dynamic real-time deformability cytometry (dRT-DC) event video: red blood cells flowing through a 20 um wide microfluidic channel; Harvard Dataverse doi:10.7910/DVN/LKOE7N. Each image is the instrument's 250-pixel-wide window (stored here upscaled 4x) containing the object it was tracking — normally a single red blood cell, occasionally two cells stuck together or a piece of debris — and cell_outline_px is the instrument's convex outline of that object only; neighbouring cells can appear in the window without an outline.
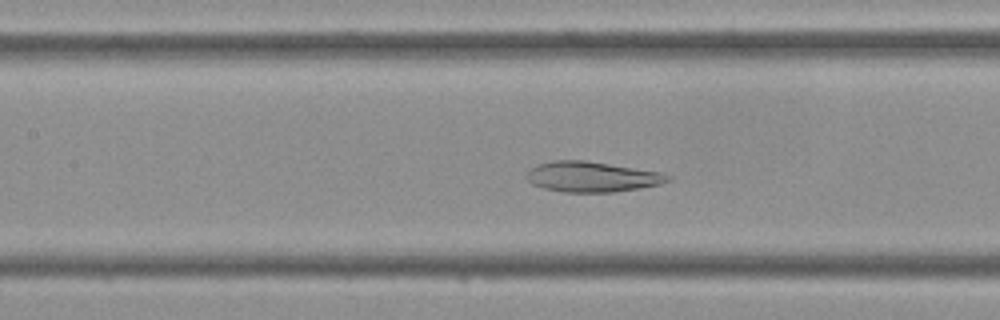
{"species": "Egyptian fruit bat (a non-hibernating species)", "species_latin": "Rousettus aegyptiacus", "temperature_condition": "cold", "stored_images_in_passage": 40, "camera_frame_rate_fps": 3000, "um_per_image_px": 0.085, "frame": {"image": 1, "passage_image": 15, "time_ms": 4.667, "image_size_px": [1000, 320], "cell_outline_px": [[672, 180], [660, 184], [640, 188], [612, 192], [564, 192], [544, 188], [532, 184], [524, 176], [528, 168], [536, 164], [556, 160], [584, 160], [660, 172], [672, 176]], "centroid_in_image_um": [50.27, 15.02], "position_along_channel_um": 157.1, "area_um2": 25.09}}
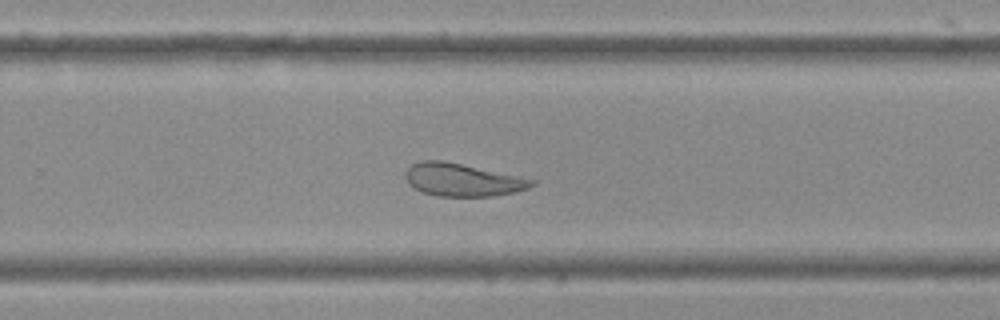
{"frame": {"image": 2, "passage_image": 24, "time_ms": 7.667, "image_size_px": [1000, 320], "cell_outline_px": [[536, 184], [528, 188], [516, 192], [492, 196], [436, 196], [424, 192], [408, 184], [404, 176], [404, 172], [412, 164], [420, 160], [440, 160], [460, 164], [536, 180]], "centroid_in_image_um": [39.28, 15.29], "position_along_channel_um": 290.5, "area_um2": 23.87}}
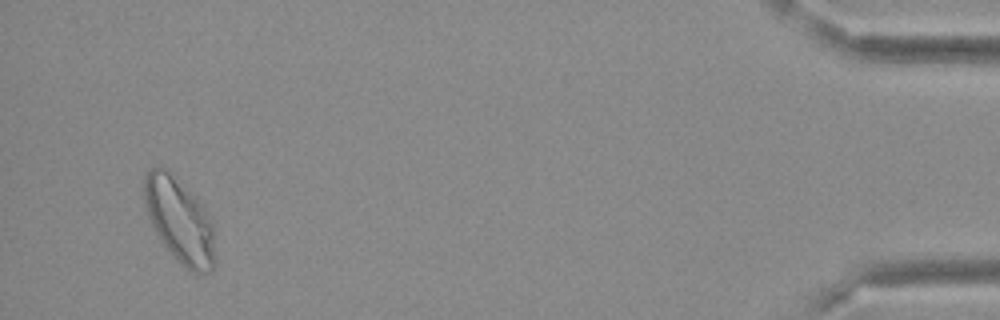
{"frame": {"image": 3, "passage_image": 38, "time_ms": 12.333, "image_size_px": [1000, 320], "cell_outline_px": [[216, 268], [212, 272], [196, 276], [160, 240], [152, 224], [144, 204], [144, 172], [148, 168], [168, 168], [204, 204], [212, 220], [216, 260]], "centroid_in_image_um": [15.31, 18.72], "position_along_channel_um": 419.9, "area_um2": 35.6}}